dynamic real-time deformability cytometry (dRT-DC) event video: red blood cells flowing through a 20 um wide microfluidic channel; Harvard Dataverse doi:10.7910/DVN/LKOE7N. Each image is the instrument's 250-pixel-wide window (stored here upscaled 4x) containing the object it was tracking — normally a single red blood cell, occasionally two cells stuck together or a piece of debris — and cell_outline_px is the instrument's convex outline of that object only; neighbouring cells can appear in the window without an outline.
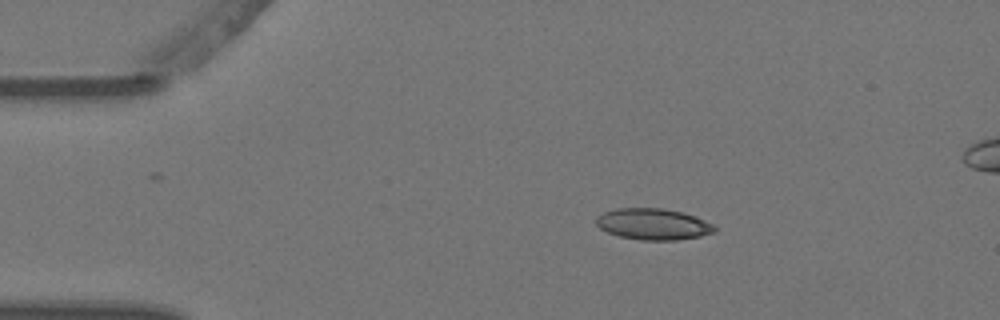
{"species": "Egyptian fruit bat (a non-hibernating species)", "species_latin": "Rousettus aegyptiacus", "temperature_condition": "warm", "stored_images_in_passage": 4, "camera_frame_rate_fps": 3000, "um_per_image_px": 0.085, "animal": {"sex": "female"}, "frame": {"image": 1, "passage_image": 1, "time_ms": 0.0, "image_size_px": [1000, 320], "cell_outline_px": [[716, 232], [700, 236], [676, 240], [640, 240], [620, 236], [608, 232], [600, 228], [596, 224], [596, 216], [604, 212], [616, 208], [660, 208], [684, 212], [696, 216], [712, 224], [716, 228]], "centroid_in_image_um": [55.52, 19.04], "position_along_channel_um": 29.5, "area_um2": 21.62}}
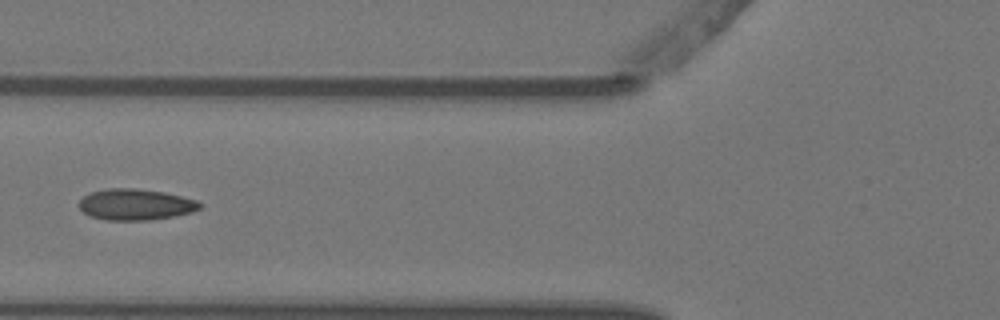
{"frame": {"image": 2, "passage_image": 4, "time_ms": 1.0, "image_size_px": [1000, 320], "cell_outline_px": [[204, 204], [200, 208], [192, 212], [172, 216], [148, 220], [104, 220], [92, 216], [84, 212], [80, 208], [80, 200], [84, 196], [92, 192], [108, 188], [136, 188], [164, 192], [196, 200]], "centroid_in_image_um": [11.54, 17.38], "position_along_channel_um": 114.3, "area_um2": 21.73}}